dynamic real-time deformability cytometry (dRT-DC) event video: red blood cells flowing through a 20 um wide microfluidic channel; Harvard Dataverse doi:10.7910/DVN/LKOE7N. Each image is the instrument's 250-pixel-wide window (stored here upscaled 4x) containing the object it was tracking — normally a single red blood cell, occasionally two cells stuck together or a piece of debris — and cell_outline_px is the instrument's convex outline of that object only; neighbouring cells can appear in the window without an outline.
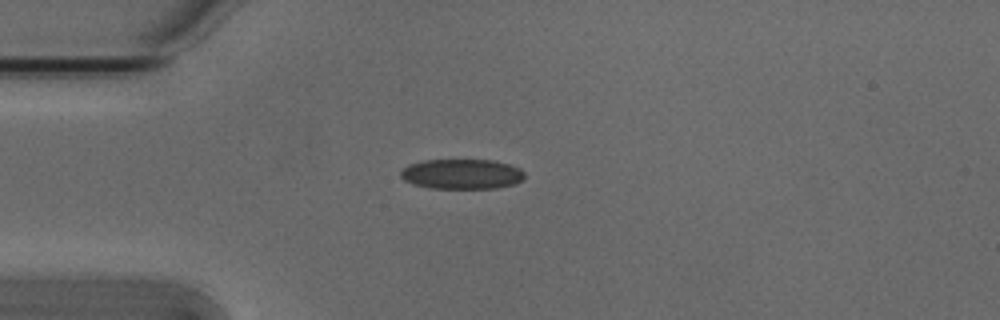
{"species": "Egyptian fruit bat (a non-hibernating species)", "species_latin": "Rousettus aegyptiacus", "temperature_condition": "cold", "stored_images_in_passage": 1, "camera_frame_rate_fps": 3000, "um_per_image_px": 0.085, "animal": {"sex": "male"}, "frame": {"image": 1, "passage_image": 1, "time_ms": 0.0, "image_size_px": [1000, 320], "cell_outline_px": [[524, 180], [512, 184], [496, 188], [432, 188], [412, 184], [404, 180], [400, 176], [400, 172], [408, 164], [424, 160], [492, 160], [508, 164], [520, 168], [524, 172]], "centroid_in_image_um": [39.24, 14.79], "position_along_channel_um": 45.8, "area_um2": 21.68}}